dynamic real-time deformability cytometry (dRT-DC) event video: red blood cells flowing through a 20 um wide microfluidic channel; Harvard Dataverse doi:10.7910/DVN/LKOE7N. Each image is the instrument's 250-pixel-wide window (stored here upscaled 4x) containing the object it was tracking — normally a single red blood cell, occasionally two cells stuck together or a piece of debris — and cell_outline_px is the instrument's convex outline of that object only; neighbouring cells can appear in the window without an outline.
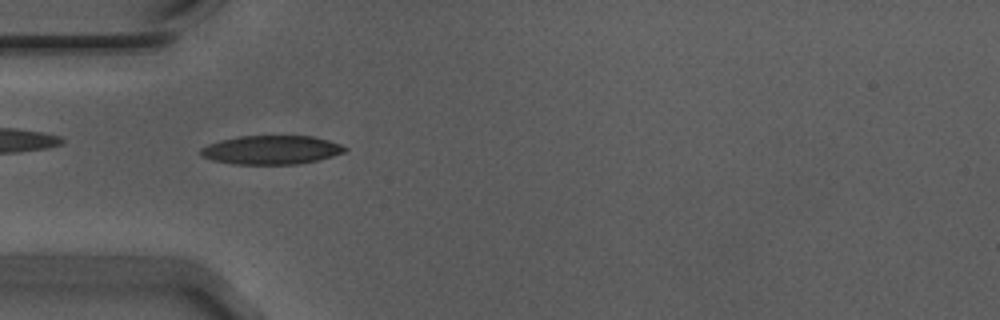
{"species": "Egyptian fruit bat (a non-hibernating species)", "species_latin": "Rousettus aegyptiacus", "temperature_condition": "warm", "stored_images_in_passage": 41, "camera_frame_rate_fps": 3000, "um_per_image_px": 0.085, "animal": {"sex": "male"}, "frame": {"image": 1, "passage_image": 3, "time_ms": 0.667, "image_size_px": [1000, 320], "cell_outline_px": [[348, 148], [344, 152], [332, 156], [316, 160], [296, 164], [232, 164], [212, 160], [200, 156], [200, 148], [208, 144], [220, 140], [240, 136], [312, 136], [328, 140], [340, 144]], "centroid_in_image_um": [23.02, 12.74], "position_along_channel_um": 62.0, "area_um2": 24.16}}
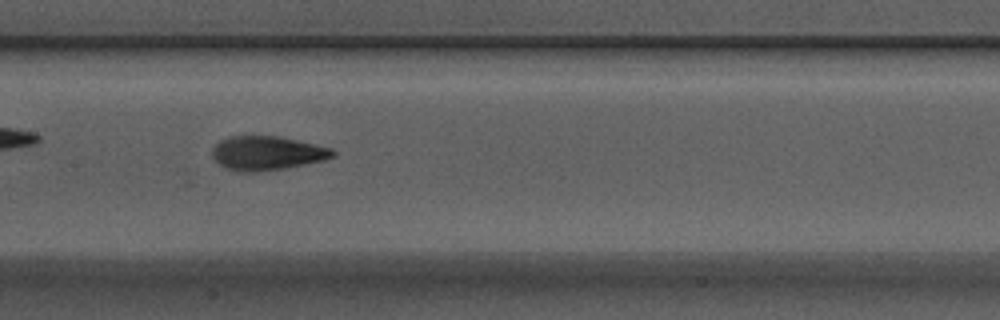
{"frame": {"image": 2, "passage_image": 13, "time_ms": 4.0, "image_size_px": [1000, 320], "cell_outline_px": [[336, 156], [324, 160], [284, 168], [256, 172], [240, 172], [228, 168], [220, 164], [212, 156], [212, 148], [220, 140], [232, 136], [276, 136], [316, 144], [332, 148], [336, 152]], "centroid_in_image_um": [22.72, 13.01], "position_along_channel_um": 184.7, "area_um2": 23.76}}
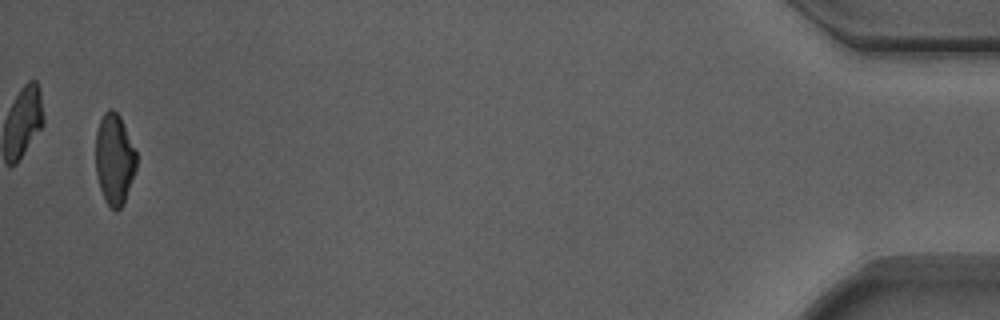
{"frame": {"image": 3, "passage_image": 40, "time_ms": 13.0, "image_size_px": [1000, 320], "cell_outline_px": [[136, 168], [124, 204], [116, 212], [104, 200], [96, 176], [96, 132], [100, 120], [104, 112], [108, 108], [112, 108], [120, 116], [136, 152]], "centroid_in_image_um": [9.71, 13.54], "position_along_channel_um": 425.5, "area_um2": 21.62}, "authors_computed_cell_mechanics": {"area_um2": 23.2934, "velocity_mm_per_s": 3.7199, "shape_relaxation_time_tau1_ms": 3.9026, "shape_relaxation_time_tau2_ms": 1.8598, "deformation_change_tau1": 0.1853, "deformation_change_tau2": 0.0723}}